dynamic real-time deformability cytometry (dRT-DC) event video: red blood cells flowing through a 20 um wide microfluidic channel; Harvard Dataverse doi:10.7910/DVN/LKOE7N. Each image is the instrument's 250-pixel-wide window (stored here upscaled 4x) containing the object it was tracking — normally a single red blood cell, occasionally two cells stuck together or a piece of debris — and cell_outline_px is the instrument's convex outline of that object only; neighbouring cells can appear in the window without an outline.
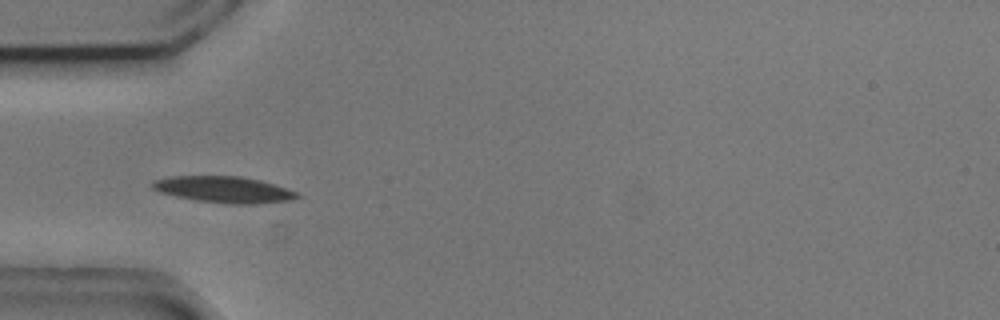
{"species": "common noctule bat (a hibernating species)", "species_latin": "Nyctalus noctula", "temperature_condition": "cold", "stored_images_in_passage": 42, "camera_frame_rate_fps": 3000, "um_per_image_px": 0.085, "animal": {"sex": "male", "body_mass_g": 20.5, "forearm_length_mm": 52.5}, "frame": {"image": 1, "passage_image": 5, "time_ms": 1.333, "image_size_px": [1000, 320], "cell_outline_px": [[300, 196], [292, 200], [256, 204], [224, 204], [196, 200], [176, 196], [160, 192], [152, 188], [152, 180], [168, 176], [240, 176], [260, 180], [296, 192]], "centroid_in_image_um": [18.99, 16.11], "position_along_channel_um": 66.0, "area_um2": 22.2}}
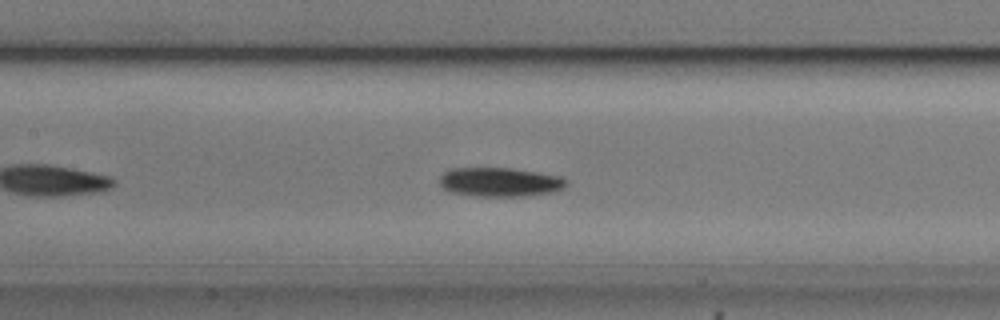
{"frame": {"image": 2, "passage_image": 13, "time_ms": 4.0, "image_size_px": [1000, 320], "cell_outline_px": [[568, 184], [564, 188], [556, 192], [524, 196], [472, 196], [448, 192], [440, 184], [440, 176], [444, 172], [452, 168], [512, 168], [560, 176], [568, 180]], "centroid_in_image_um": [42.51, 15.48], "position_along_channel_um": 164.9, "area_um2": 21.73}}
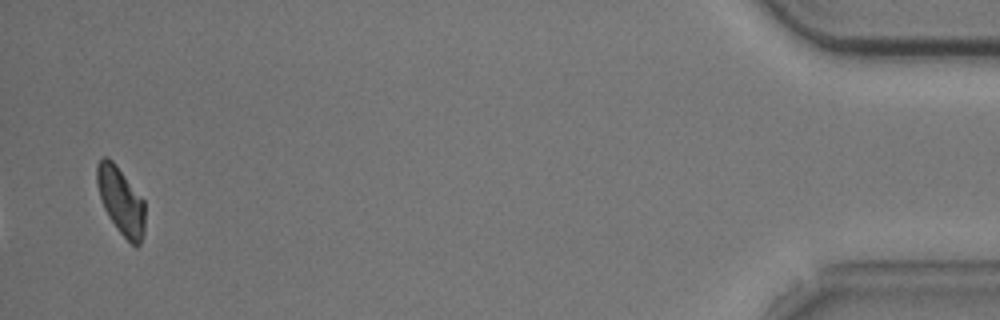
{"frame": {"image": 3, "passage_image": 41, "time_ms": 13.333, "image_size_px": [1000, 320], "cell_outline_px": [[144, 232], [140, 244], [136, 248], [120, 232], [108, 216], [104, 208], [96, 184], [96, 164], [104, 156], [108, 156], [116, 164], [144, 200]], "centroid_in_image_um": [10.26, 17.05], "position_along_channel_um": 424.9, "area_um2": 18.79}, "authors_computed_cell_mechanics": {"area_um2": 20.4323, "velocity_mm_per_s": 3.7015, "shape_relaxation_time_tau1_ms": 2.0725, "shape_relaxation_time_tau2_ms": null, "deformation_change_tau1": 0.1091, "deformation_change_tau2": null}}